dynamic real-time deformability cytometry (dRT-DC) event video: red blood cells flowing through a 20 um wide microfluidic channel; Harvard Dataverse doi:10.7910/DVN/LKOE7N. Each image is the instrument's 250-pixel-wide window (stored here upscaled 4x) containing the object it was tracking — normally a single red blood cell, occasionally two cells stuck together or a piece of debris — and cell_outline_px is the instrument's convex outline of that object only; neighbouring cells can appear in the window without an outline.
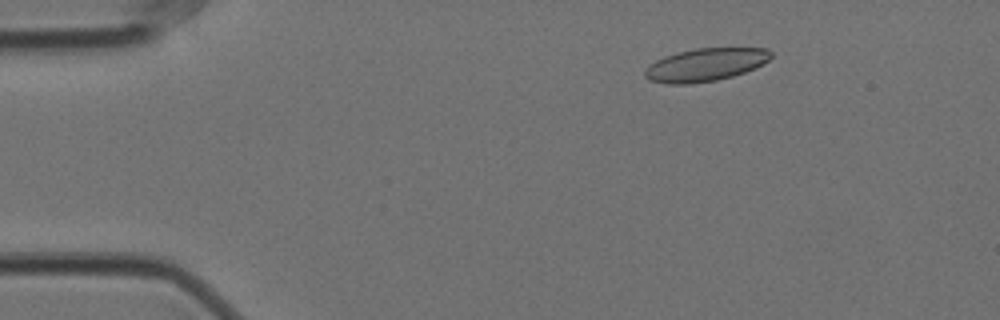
{"species": "Egyptian fruit bat (a non-hibernating species)", "species_latin": "Rousettus aegyptiacus", "temperature_condition": "cold", "stored_images_in_passage": 58, "camera_frame_rate_fps": 3000, "um_per_image_px": 0.085, "animal": {"sex": "female"}, "frame": {"image": 1, "passage_image": 9, "time_ms": 2.667, "image_size_px": [1000, 320], "cell_outline_px": [[772, 56], [764, 64], [756, 68], [732, 76], [716, 80], [688, 84], [664, 84], [648, 80], [644, 76], [644, 72], [648, 64], [664, 56], [676, 52], [696, 48], [768, 48], [772, 52]], "centroid_in_image_um": [59.94, 5.5], "position_along_channel_um": 25.1, "area_um2": 24.45}}
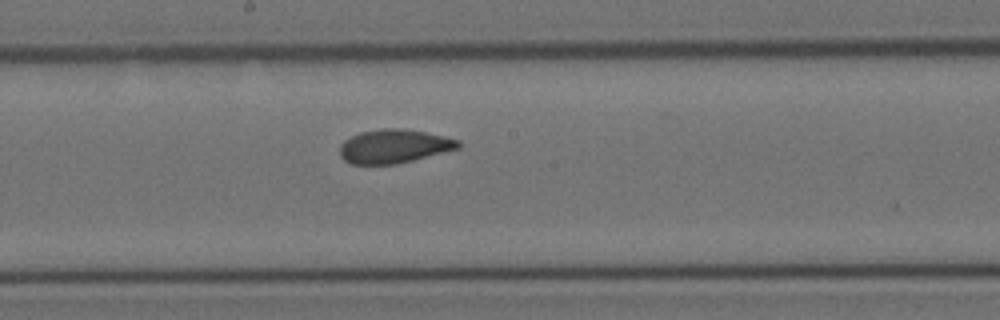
{"frame": {"image": 2, "passage_image": 31, "time_ms": 10.0, "image_size_px": [1000, 320], "cell_outline_px": [[460, 148], [396, 164], [352, 164], [344, 160], [340, 156], [340, 144], [344, 140], [360, 132], [384, 128], [400, 128], [424, 132], [444, 136], [460, 140]], "centroid_in_image_um": [33.47, 12.43], "position_along_channel_um": 214.7, "area_um2": 23.18}}
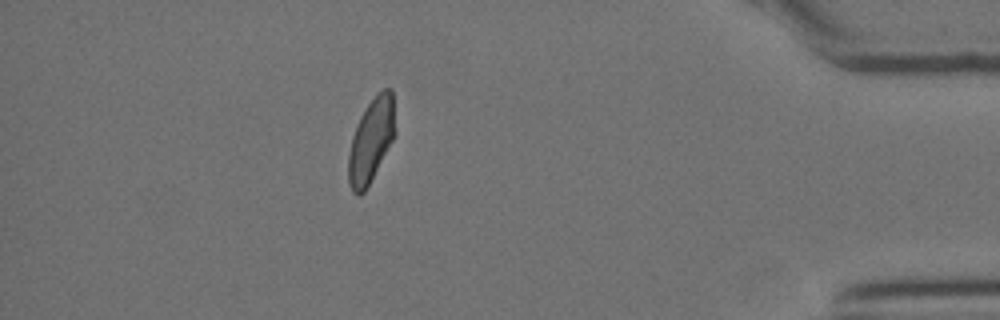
{"frame": {"image": 3, "passage_image": 51, "time_ms": 16.667, "image_size_px": [1000, 320], "cell_outline_px": [[396, 132], [392, 140], [364, 192], [360, 196], [356, 196], [352, 192], [348, 184], [348, 156], [352, 136], [360, 116], [376, 92], [384, 88], [392, 88]], "centroid_in_image_um": [31.53, 11.91], "position_along_channel_um": 403.7, "area_um2": 22.83}, "authors_computed_cell_mechanics": {"area_um2": 23.698, "velocity_mm_per_s": 3.5199, "shape_relaxation_time_tau1_ms": null, "shape_relaxation_time_tau2_ms": 1.2933, "deformation_change_tau1": null, "deformation_change_tau2": 0.0737}}